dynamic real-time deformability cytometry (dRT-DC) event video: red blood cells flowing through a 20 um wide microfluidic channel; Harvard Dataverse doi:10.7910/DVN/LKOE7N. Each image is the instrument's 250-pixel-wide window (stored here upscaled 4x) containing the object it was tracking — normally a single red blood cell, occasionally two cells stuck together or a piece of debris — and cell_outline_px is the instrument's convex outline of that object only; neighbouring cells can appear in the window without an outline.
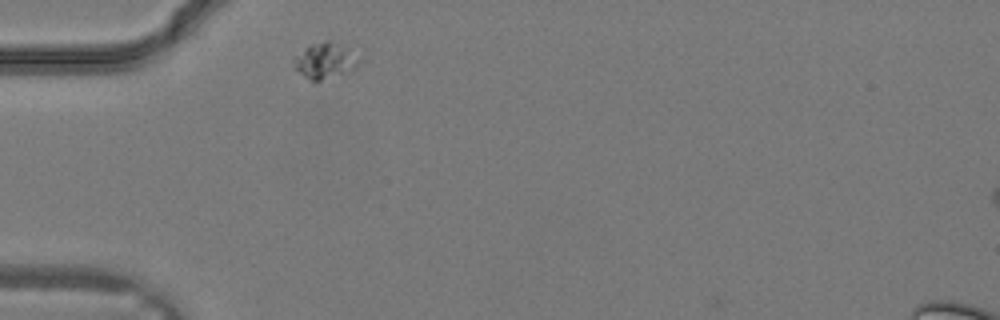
{"species": "common noctule bat (a hibernating species)", "species_latin": "Nyctalus noctula", "temperature_condition": "warm", "stored_images_in_passage": 19, "camera_frame_rate_fps": 3000, "um_per_image_px": 0.085, "animal": {"sex": "male", "body_mass_g": 19.2, "forearm_length_mm": 51.8}, "frame": {"image": 1, "passage_image": 1, "time_ms": 0.0, "image_size_px": [1000, 320], "cell_outline_px": [[356, 64], [352, 68], [344, 72], [320, 80], [312, 80], [304, 76], [292, 64], [292, 60], [308, 44], [324, 40], [328, 40], [344, 48]], "centroid_in_image_um": [27.44, 5.14], "position_along_channel_um": 57.6, "area_um2": 12.37}}
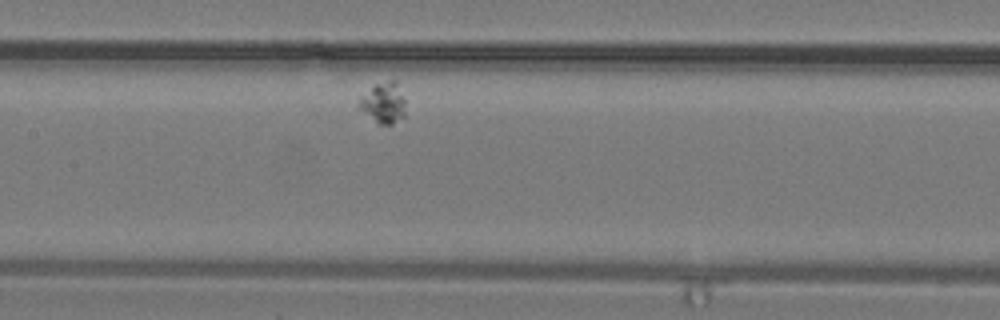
{"frame": {"image": 2, "passage_image": 8, "time_ms": 2.333, "image_size_px": [1000, 320], "cell_outline_px": [[404, 116], [392, 124], [376, 124], [360, 108], [360, 100], [376, 84], [388, 80], [396, 80], [404, 100]], "centroid_in_image_um": [32.63, 8.76], "position_along_channel_um": 174.8, "area_um2": 10.58}}
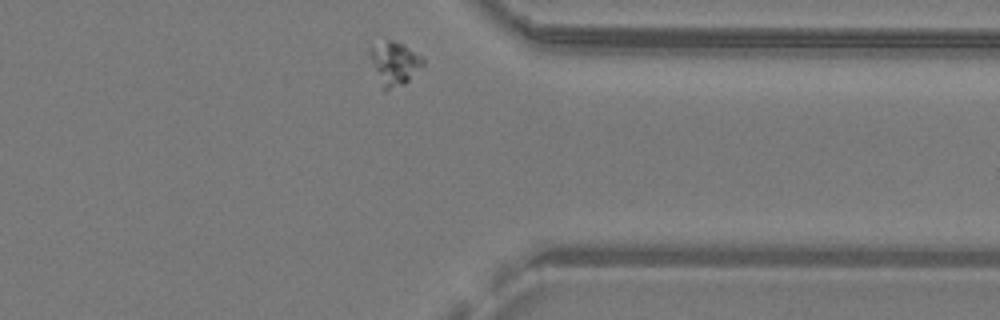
{"frame": {"image": 3, "passage_image": 19, "time_ms": 6.0, "image_size_px": [1000, 320], "cell_outline_px": [[424, 64], [404, 84], [384, 92], [368, 52], [368, 48], [388, 40], [392, 40], [404, 44], [420, 56], [424, 60]], "centroid_in_image_um": [33.52, 5.39], "position_along_channel_um": 377.9, "area_um2": 13.12}}